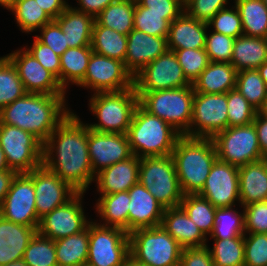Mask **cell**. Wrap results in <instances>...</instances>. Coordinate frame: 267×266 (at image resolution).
I'll use <instances>...</instances> for the list:
<instances>
[{
	"label": "cell",
	"mask_w": 267,
	"mask_h": 266,
	"mask_svg": "<svg viewBox=\"0 0 267 266\" xmlns=\"http://www.w3.org/2000/svg\"><path fill=\"white\" fill-rule=\"evenodd\" d=\"M42 164L75 191L86 193L95 180L88 150V126L71 111L43 143Z\"/></svg>",
	"instance_id": "1"
},
{
	"label": "cell",
	"mask_w": 267,
	"mask_h": 266,
	"mask_svg": "<svg viewBox=\"0 0 267 266\" xmlns=\"http://www.w3.org/2000/svg\"><path fill=\"white\" fill-rule=\"evenodd\" d=\"M66 97L27 93L0 111V123L21 128L44 143L71 112Z\"/></svg>",
	"instance_id": "2"
},
{
	"label": "cell",
	"mask_w": 267,
	"mask_h": 266,
	"mask_svg": "<svg viewBox=\"0 0 267 266\" xmlns=\"http://www.w3.org/2000/svg\"><path fill=\"white\" fill-rule=\"evenodd\" d=\"M171 156L183 195L198 194L217 159L212 138L181 135Z\"/></svg>",
	"instance_id": "3"
},
{
	"label": "cell",
	"mask_w": 267,
	"mask_h": 266,
	"mask_svg": "<svg viewBox=\"0 0 267 266\" xmlns=\"http://www.w3.org/2000/svg\"><path fill=\"white\" fill-rule=\"evenodd\" d=\"M127 135L132 154L139 158L171 155L181 136L170 124L140 105L134 111Z\"/></svg>",
	"instance_id": "4"
},
{
	"label": "cell",
	"mask_w": 267,
	"mask_h": 266,
	"mask_svg": "<svg viewBox=\"0 0 267 266\" xmlns=\"http://www.w3.org/2000/svg\"><path fill=\"white\" fill-rule=\"evenodd\" d=\"M88 105L98 120L97 123H87L91 130L127 134L139 98L133 86L122 91L95 93Z\"/></svg>",
	"instance_id": "5"
},
{
	"label": "cell",
	"mask_w": 267,
	"mask_h": 266,
	"mask_svg": "<svg viewBox=\"0 0 267 266\" xmlns=\"http://www.w3.org/2000/svg\"><path fill=\"white\" fill-rule=\"evenodd\" d=\"M136 93L139 105L149 114L161 118L181 135L190 129L195 94L192 84L182 88Z\"/></svg>",
	"instance_id": "6"
},
{
	"label": "cell",
	"mask_w": 267,
	"mask_h": 266,
	"mask_svg": "<svg viewBox=\"0 0 267 266\" xmlns=\"http://www.w3.org/2000/svg\"><path fill=\"white\" fill-rule=\"evenodd\" d=\"M183 248L160 225L129 233V254L144 266H180Z\"/></svg>",
	"instance_id": "7"
},
{
	"label": "cell",
	"mask_w": 267,
	"mask_h": 266,
	"mask_svg": "<svg viewBox=\"0 0 267 266\" xmlns=\"http://www.w3.org/2000/svg\"><path fill=\"white\" fill-rule=\"evenodd\" d=\"M139 182L164 208L180 206L183 193L171 155L140 158Z\"/></svg>",
	"instance_id": "8"
},
{
	"label": "cell",
	"mask_w": 267,
	"mask_h": 266,
	"mask_svg": "<svg viewBox=\"0 0 267 266\" xmlns=\"http://www.w3.org/2000/svg\"><path fill=\"white\" fill-rule=\"evenodd\" d=\"M129 257V234L125 230L103 226L98 224L97 220H91L88 265L123 266Z\"/></svg>",
	"instance_id": "9"
},
{
	"label": "cell",
	"mask_w": 267,
	"mask_h": 266,
	"mask_svg": "<svg viewBox=\"0 0 267 266\" xmlns=\"http://www.w3.org/2000/svg\"><path fill=\"white\" fill-rule=\"evenodd\" d=\"M0 147L8 167L19 173H29L42 165L43 143L21 128L0 123Z\"/></svg>",
	"instance_id": "10"
},
{
	"label": "cell",
	"mask_w": 267,
	"mask_h": 266,
	"mask_svg": "<svg viewBox=\"0 0 267 266\" xmlns=\"http://www.w3.org/2000/svg\"><path fill=\"white\" fill-rule=\"evenodd\" d=\"M217 158L235 167L264 158L259 148L257 131L253 123L228 127L212 137Z\"/></svg>",
	"instance_id": "11"
},
{
	"label": "cell",
	"mask_w": 267,
	"mask_h": 266,
	"mask_svg": "<svg viewBox=\"0 0 267 266\" xmlns=\"http://www.w3.org/2000/svg\"><path fill=\"white\" fill-rule=\"evenodd\" d=\"M227 93H195L188 137L212 138L228 128Z\"/></svg>",
	"instance_id": "12"
},
{
	"label": "cell",
	"mask_w": 267,
	"mask_h": 266,
	"mask_svg": "<svg viewBox=\"0 0 267 266\" xmlns=\"http://www.w3.org/2000/svg\"><path fill=\"white\" fill-rule=\"evenodd\" d=\"M84 193L77 192L68 202L40 218L37 233L58 240L80 233L91 222L83 208Z\"/></svg>",
	"instance_id": "13"
},
{
	"label": "cell",
	"mask_w": 267,
	"mask_h": 266,
	"mask_svg": "<svg viewBox=\"0 0 267 266\" xmlns=\"http://www.w3.org/2000/svg\"><path fill=\"white\" fill-rule=\"evenodd\" d=\"M174 52L164 54L146 65L133 77L136 92H153L190 86Z\"/></svg>",
	"instance_id": "14"
},
{
	"label": "cell",
	"mask_w": 267,
	"mask_h": 266,
	"mask_svg": "<svg viewBox=\"0 0 267 266\" xmlns=\"http://www.w3.org/2000/svg\"><path fill=\"white\" fill-rule=\"evenodd\" d=\"M95 93L122 91L133 87V76L124 62L92 52L85 77L78 87Z\"/></svg>",
	"instance_id": "15"
},
{
	"label": "cell",
	"mask_w": 267,
	"mask_h": 266,
	"mask_svg": "<svg viewBox=\"0 0 267 266\" xmlns=\"http://www.w3.org/2000/svg\"><path fill=\"white\" fill-rule=\"evenodd\" d=\"M0 215L11 222L38 227L33 180L26 173H19L0 205Z\"/></svg>",
	"instance_id": "16"
},
{
	"label": "cell",
	"mask_w": 267,
	"mask_h": 266,
	"mask_svg": "<svg viewBox=\"0 0 267 266\" xmlns=\"http://www.w3.org/2000/svg\"><path fill=\"white\" fill-rule=\"evenodd\" d=\"M198 194L216 208L240 206L239 168L217 158Z\"/></svg>",
	"instance_id": "17"
},
{
	"label": "cell",
	"mask_w": 267,
	"mask_h": 266,
	"mask_svg": "<svg viewBox=\"0 0 267 266\" xmlns=\"http://www.w3.org/2000/svg\"><path fill=\"white\" fill-rule=\"evenodd\" d=\"M26 174L33 180L36 213L39 218L65 204L77 193L43 164Z\"/></svg>",
	"instance_id": "18"
},
{
	"label": "cell",
	"mask_w": 267,
	"mask_h": 266,
	"mask_svg": "<svg viewBox=\"0 0 267 266\" xmlns=\"http://www.w3.org/2000/svg\"><path fill=\"white\" fill-rule=\"evenodd\" d=\"M16 67L27 93L66 95L58 79L29 53L25 47L6 55Z\"/></svg>",
	"instance_id": "19"
},
{
	"label": "cell",
	"mask_w": 267,
	"mask_h": 266,
	"mask_svg": "<svg viewBox=\"0 0 267 266\" xmlns=\"http://www.w3.org/2000/svg\"><path fill=\"white\" fill-rule=\"evenodd\" d=\"M88 150L94 175L133 155L127 134L98 132L89 127Z\"/></svg>",
	"instance_id": "20"
},
{
	"label": "cell",
	"mask_w": 267,
	"mask_h": 266,
	"mask_svg": "<svg viewBox=\"0 0 267 266\" xmlns=\"http://www.w3.org/2000/svg\"><path fill=\"white\" fill-rule=\"evenodd\" d=\"M167 50V38L152 36L133 29L127 35L125 68L134 77Z\"/></svg>",
	"instance_id": "21"
},
{
	"label": "cell",
	"mask_w": 267,
	"mask_h": 266,
	"mask_svg": "<svg viewBox=\"0 0 267 266\" xmlns=\"http://www.w3.org/2000/svg\"><path fill=\"white\" fill-rule=\"evenodd\" d=\"M128 193V234L136 229L160 226L165 208L146 187L137 182Z\"/></svg>",
	"instance_id": "22"
},
{
	"label": "cell",
	"mask_w": 267,
	"mask_h": 266,
	"mask_svg": "<svg viewBox=\"0 0 267 266\" xmlns=\"http://www.w3.org/2000/svg\"><path fill=\"white\" fill-rule=\"evenodd\" d=\"M140 158L132 155L130 158L117 162L95 175L97 192L100 195H110L128 191L139 182Z\"/></svg>",
	"instance_id": "23"
},
{
	"label": "cell",
	"mask_w": 267,
	"mask_h": 266,
	"mask_svg": "<svg viewBox=\"0 0 267 266\" xmlns=\"http://www.w3.org/2000/svg\"><path fill=\"white\" fill-rule=\"evenodd\" d=\"M161 226L184 248H200L209 242L181 206L165 208Z\"/></svg>",
	"instance_id": "24"
},
{
	"label": "cell",
	"mask_w": 267,
	"mask_h": 266,
	"mask_svg": "<svg viewBox=\"0 0 267 266\" xmlns=\"http://www.w3.org/2000/svg\"><path fill=\"white\" fill-rule=\"evenodd\" d=\"M208 24L198 21L183 11L170 23L168 50L204 49Z\"/></svg>",
	"instance_id": "25"
},
{
	"label": "cell",
	"mask_w": 267,
	"mask_h": 266,
	"mask_svg": "<svg viewBox=\"0 0 267 266\" xmlns=\"http://www.w3.org/2000/svg\"><path fill=\"white\" fill-rule=\"evenodd\" d=\"M37 228L16 224L0 215V266L23 259Z\"/></svg>",
	"instance_id": "26"
},
{
	"label": "cell",
	"mask_w": 267,
	"mask_h": 266,
	"mask_svg": "<svg viewBox=\"0 0 267 266\" xmlns=\"http://www.w3.org/2000/svg\"><path fill=\"white\" fill-rule=\"evenodd\" d=\"M239 196L242 207L267 200V158L239 167Z\"/></svg>",
	"instance_id": "27"
},
{
	"label": "cell",
	"mask_w": 267,
	"mask_h": 266,
	"mask_svg": "<svg viewBox=\"0 0 267 266\" xmlns=\"http://www.w3.org/2000/svg\"><path fill=\"white\" fill-rule=\"evenodd\" d=\"M55 21L61 27L69 48L91 46L95 18L69 5Z\"/></svg>",
	"instance_id": "28"
},
{
	"label": "cell",
	"mask_w": 267,
	"mask_h": 266,
	"mask_svg": "<svg viewBox=\"0 0 267 266\" xmlns=\"http://www.w3.org/2000/svg\"><path fill=\"white\" fill-rule=\"evenodd\" d=\"M237 71L231 63L209 62L193 83L195 93L223 94L236 88Z\"/></svg>",
	"instance_id": "29"
},
{
	"label": "cell",
	"mask_w": 267,
	"mask_h": 266,
	"mask_svg": "<svg viewBox=\"0 0 267 266\" xmlns=\"http://www.w3.org/2000/svg\"><path fill=\"white\" fill-rule=\"evenodd\" d=\"M267 61V39L241 35L234 40L231 64L236 71L258 69Z\"/></svg>",
	"instance_id": "30"
},
{
	"label": "cell",
	"mask_w": 267,
	"mask_h": 266,
	"mask_svg": "<svg viewBox=\"0 0 267 266\" xmlns=\"http://www.w3.org/2000/svg\"><path fill=\"white\" fill-rule=\"evenodd\" d=\"M96 202L100 225L117 227L128 233V209L130 196L128 191L110 195H100ZM102 222V223H101Z\"/></svg>",
	"instance_id": "31"
},
{
	"label": "cell",
	"mask_w": 267,
	"mask_h": 266,
	"mask_svg": "<svg viewBox=\"0 0 267 266\" xmlns=\"http://www.w3.org/2000/svg\"><path fill=\"white\" fill-rule=\"evenodd\" d=\"M92 52L91 46L72 47L60 56V85L65 92L83 81Z\"/></svg>",
	"instance_id": "32"
},
{
	"label": "cell",
	"mask_w": 267,
	"mask_h": 266,
	"mask_svg": "<svg viewBox=\"0 0 267 266\" xmlns=\"http://www.w3.org/2000/svg\"><path fill=\"white\" fill-rule=\"evenodd\" d=\"M58 266H82L87 264L89 225L80 233L54 240Z\"/></svg>",
	"instance_id": "33"
},
{
	"label": "cell",
	"mask_w": 267,
	"mask_h": 266,
	"mask_svg": "<svg viewBox=\"0 0 267 266\" xmlns=\"http://www.w3.org/2000/svg\"><path fill=\"white\" fill-rule=\"evenodd\" d=\"M244 35L267 39V6L262 0H233Z\"/></svg>",
	"instance_id": "34"
},
{
	"label": "cell",
	"mask_w": 267,
	"mask_h": 266,
	"mask_svg": "<svg viewBox=\"0 0 267 266\" xmlns=\"http://www.w3.org/2000/svg\"><path fill=\"white\" fill-rule=\"evenodd\" d=\"M135 0H116L109 4L95 21L120 34L128 35L134 29Z\"/></svg>",
	"instance_id": "35"
},
{
	"label": "cell",
	"mask_w": 267,
	"mask_h": 266,
	"mask_svg": "<svg viewBox=\"0 0 267 266\" xmlns=\"http://www.w3.org/2000/svg\"><path fill=\"white\" fill-rule=\"evenodd\" d=\"M127 35L101 26L94 21L92 29L91 48L93 52L109 58L125 61Z\"/></svg>",
	"instance_id": "36"
},
{
	"label": "cell",
	"mask_w": 267,
	"mask_h": 266,
	"mask_svg": "<svg viewBox=\"0 0 267 266\" xmlns=\"http://www.w3.org/2000/svg\"><path fill=\"white\" fill-rule=\"evenodd\" d=\"M181 13H151L135 0L134 29L146 34L167 38L170 23Z\"/></svg>",
	"instance_id": "37"
},
{
	"label": "cell",
	"mask_w": 267,
	"mask_h": 266,
	"mask_svg": "<svg viewBox=\"0 0 267 266\" xmlns=\"http://www.w3.org/2000/svg\"><path fill=\"white\" fill-rule=\"evenodd\" d=\"M180 206L201 232L206 237L210 236L214 227V217L217 208L199 194L183 195Z\"/></svg>",
	"instance_id": "38"
},
{
	"label": "cell",
	"mask_w": 267,
	"mask_h": 266,
	"mask_svg": "<svg viewBox=\"0 0 267 266\" xmlns=\"http://www.w3.org/2000/svg\"><path fill=\"white\" fill-rule=\"evenodd\" d=\"M9 11L15 16L22 33L31 34L52 21L36 0H16Z\"/></svg>",
	"instance_id": "39"
},
{
	"label": "cell",
	"mask_w": 267,
	"mask_h": 266,
	"mask_svg": "<svg viewBox=\"0 0 267 266\" xmlns=\"http://www.w3.org/2000/svg\"><path fill=\"white\" fill-rule=\"evenodd\" d=\"M245 234L244 209L241 212L233 206L216 209L210 239H229Z\"/></svg>",
	"instance_id": "40"
},
{
	"label": "cell",
	"mask_w": 267,
	"mask_h": 266,
	"mask_svg": "<svg viewBox=\"0 0 267 266\" xmlns=\"http://www.w3.org/2000/svg\"><path fill=\"white\" fill-rule=\"evenodd\" d=\"M25 94L27 92L12 61L6 55L0 57V111Z\"/></svg>",
	"instance_id": "41"
},
{
	"label": "cell",
	"mask_w": 267,
	"mask_h": 266,
	"mask_svg": "<svg viewBox=\"0 0 267 266\" xmlns=\"http://www.w3.org/2000/svg\"><path fill=\"white\" fill-rule=\"evenodd\" d=\"M212 240V249L206 246L215 266H244V236Z\"/></svg>",
	"instance_id": "42"
},
{
	"label": "cell",
	"mask_w": 267,
	"mask_h": 266,
	"mask_svg": "<svg viewBox=\"0 0 267 266\" xmlns=\"http://www.w3.org/2000/svg\"><path fill=\"white\" fill-rule=\"evenodd\" d=\"M22 260L27 266H58L54 240L36 233L30 240Z\"/></svg>",
	"instance_id": "43"
},
{
	"label": "cell",
	"mask_w": 267,
	"mask_h": 266,
	"mask_svg": "<svg viewBox=\"0 0 267 266\" xmlns=\"http://www.w3.org/2000/svg\"><path fill=\"white\" fill-rule=\"evenodd\" d=\"M236 88L257 110L267 95V86L257 69L237 72Z\"/></svg>",
	"instance_id": "44"
},
{
	"label": "cell",
	"mask_w": 267,
	"mask_h": 266,
	"mask_svg": "<svg viewBox=\"0 0 267 266\" xmlns=\"http://www.w3.org/2000/svg\"><path fill=\"white\" fill-rule=\"evenodd\" d=\"M228 127H238L253 123L257 109L237 90L227 92Z\"/></svg>",
	"instance_id": "45"
},
{
	"label": "cell",
	"mask_w": 267,
	"mask_h": 266,
	"mask_svg": "<svg viewBox=\"0 0 267 266\" xmlns=\"http://www.w3.org/2000/svg\"><path fill=\"white\" fill-rule=\"evenodd\" d=\"M173 52L187 81L193 85L210 62L206 51L204 49H180Z\"/></svg>",
	"instance_id": "46"
},
{
	"label": "cell",
	"mask_w": 267,
	"mask_h": 266,
	"mask_svg": "<svg viewBox=\"0 0 267 266\" xmlns=\"http://www.w3.org/2000/svg\"><path fill=\"white\" fill-rule=\"evenodd\" d=\"M212 31L237 38L244 34L241 17L235 5L219 10L207 23Z\"/></svg>",
	"instance_id": "47"
},
{
	"label": "cell",
	"mask_w": 267,
	"mask_h": 266,
	"mask_svg": "<svg viewBox=\"0 0 267 266\" xmlns=\"http://www.w3.org/2000/svg\"><path fill=\"white\" fill-rule=\"evenodd\" d=\"M210 32V33H209ZM235 38L214 31L206 33L204 50L210 62L230 63Z\"/></svg>",
	"instance_id": "48"
},
{
	"label": "cell",
	"mask_w": 267,
	"mask_h": 266,
	"mask_svg": "<svg viewBox=\"0 0 267 266\" xmlns=\"http://www.w3.org/2000/svg\"><path fill=\"white\" fill-rule=\"evenodd\" d=\"M244 266H267V234L244 235Z\"/></svg>",
	"instance_id": "49"
},
{
	"label": "cell",
	"mask_w": 267,
	"mask_h": 266,
	"mask_svg": "<svg viewBox=\"0 0 267 266\" xmlns=\"http://www.w3.org/2000/svg\"><path fill=\"white\" fill-rule=\"evenodd\" d=\"M229 0H184V11L194 19L208 23L221 9L228 7Z\"/></svg>",
	"instance_id": "50"
},
{
	"label": "cell",
	"mask_w": 267,
	"mask_h": 266,
	"mask_svg": "<svg viewBox=\"0 0 267 266\" xmlns=\"http://www.w3.org/2000/svg\"><path fill=\"white\" fill-rule=\"evenodd\" d=\"M240 207L244 209L245 233L267 234V200Z\"/></svg>",
	"instance_id": "51"
},
{
	"label": "cell",
	"mask_w": 267,
	"mask_h": 266,
	"mask_svg": "<svg viewBox=\"0 0 267 266\" xmlns=\"http://www.w3.org/2000/svg\"><path fill=\"white\" fill-rule=\"evenodd\" d=\"M38 31L40 35L36 34L35 37L50 47L58 56H61L69 48L65 34L55 20L45 24Z\"/></svg>",
	"instance_id": "52"
},
{
	"label": "cell",
	"mask_w": 267,
	"mask_h": 266,
	"mask_svg": "<svg viewBox=\"0 0 267 266\" xmlns=\"http://www.w3.org/2000/svg\"><path fill=\"white\" fill-rule=\"evenodd\" d=\"M24 47L45 69L58 79L60 84V56H58L50 47L41 43L35 36L31 47H28V45Z\"/></svg>",
	"instance_id": "53"
},
{
	"label": "cell",
	"mask_w": 267,
	"mask_h": 266,
	"mask_svg": "<svg viewBox=\"0 0 267 266\" xmlns=\"http://www.w3.org/2000/svg\"><path fill=\"white\" fill-rule=\"evenodd\" d=\"M180 266H215L209 248H184L182 250Z\"/></svg>",
	"instance_id": "54"
},
{
	"label": "cell",
	"mask_w": 267,
	"mask_h": 266,
	"mask_svg": "<svg viewBox=\"0 0 267 266\" xmlns=\"http://www.w3.org/2000/svg\"><path fill=\"white\" fill-rule=\"evenodd\" d=\"M136 2L151 13H182L184 11V0H136Z\"/></svg>",
	"instance_id": "55"
},
{
	"label": "cell",
	"mask_w": 267,
	"mask_h": 266,
	"mask_svg": "<svg viewBox=\"0 0 267 266\" xmlns=\"http://www.w3.org/2000/svg\"><path fill=\"white\" fill-rule=\"evenodd\" d=\"M77 7H73L79 12H83L93 16L94 18L100 14L109 4L116 0H76Z\"/></svg>",
	"instance_id": "56"
},
{
	"label": "cell",
	"mask_w": 267,
	"mask_h": 266,
	"mask_svg": "<svg viewBox=\"0 0 267 266\" xmlns=\"http://www.w3.org/2000/svg\"><path fill=\"white\" fill-rule=\"evenodd\" d=\"M40 7L55 20L68 6L66 0H36Z\"/></svg>",
	"instance_id": "57"
},
{
	"label": "cell",
	"mask_w": 267,
	"mask_h": 266,
	"mask_svg": "<svg viewBox=\"0 0 267 266\" xmlns=\"http://www.w3.org/2000/svg\"><path fill=\"white\" fill-rule=\"evenodd\" d=\"M253 124L257 131L259 148L262 156L267 158V118L256 114Z\"/></svg>",
	"instance_id": "58"
},
{
	"label": "cell",
	"mask_w": 267,
	"mask_h": 266,
	"mask_svg": "<svg viewBox=\"0 0 267 266\" xmlns=\"http://www.w3.org/2000/svg\"><path fill=\"white\" fill-rule=\"evenodd\" d=\"M18 173L14 170H3L0 171V205L6 197L13 179Z\"/></svg>",
	"instance_id": "59"
},
{
	"label": "cell",
	"mask_w": 267,
	"mask_h": 266,
	"mask_svg": "<svg viewBox=\"0 0 267 266\" xmlns=\"http://www.w3.org/2000/svg\"><path fill=\"white\" fill-rule=\"evenodd\" d=\"M261 78L267 86V61H265L258 69Z\"/></svg>",
	"instance_id": "60"
},
{
	"label": "cell",
	"mask_w": 267,
	"mask_h": 266,
	"mask_svg": "<svg viewBox=\"0 0 267 266\" xmlns=\"http://www.w3.org/2000/svg\"><path fill=\"white\" fill-rule=\"evenodd\" d=\"M3 170H10V169L8 167L6 156L2 148L0 147V171H3Z\"/></svg>",
	"instance_id": "61"
},
{
	"label": "cell",
	"mask_w": 267,
	"mask_h": 266,
	"mask_svg": "<svg viewBox=\"0 0 267 266\" xmlns=\"http://www.w3.org/2000/svg\"><path fill=\"white\" fill-rule=\"evenodd\" d=\"M257 114L261 115L262 117L267 118V95H266L262 105L258 108Z\"/></svg>",
	"instance_id": "62"
},
{
	"label": "cell",
	"mask_w": 267,
	"mask_h": 266,
	"mask_svg": "<svg viewBox=\"0 0 267 266\" xmlns=\"http://www.w3.org/2000/svg\"><path fill=\"white\" fill-rule=\"evenodd\" d=\"M16 0H0V6L6 8L8 11L13 7Z\"/></svg>",
	"instance_id": "63"
},
{
	"label": "cell",
	"mask_w": 267,
	"mask_h": 266,
	"mask_svg": "<svg viewBox=\"0 0 267 266\" xmlns=\"http://www.w3.org/2000/svg\"><path fill=\"white\" fill-rule=\"evenodd\" d=\"M123 266H144V265H141V264L135 262L132 258L129 257V258L125 261V263H124Z\"/></svg>",
	"instance_id": "64"
},
{
	"label": "cell",
	"mask_w": 267,
	"mask_h": 266,
	"mask_svg": "<svg viewBox=\"0 0 267 266\" xmlns=\"http://www.w3.org/2000/svg\"><path fill=\"white\" fill-rule=\"evenodd\" d=\"M3 266H27V265L25 264V262L23 260H19V261L8 263V264L3 265Z\"/></svg>",
	"instance_id": "65"
},
{
	"label": "cell",
	"mask_w": 267,
	"mask_h": 266,
	"mask_svg": "<svg viewBox=\"0 0 267 266\" xmlns=\"http://www.w3.org/2000/svg\"><path fill=\"white\" fill-rule=\"evenodd\" d=\"M264 2V4L267 6V0H262Z\"/></svg>",
	"instance_id": "66"
}]
</instances>
